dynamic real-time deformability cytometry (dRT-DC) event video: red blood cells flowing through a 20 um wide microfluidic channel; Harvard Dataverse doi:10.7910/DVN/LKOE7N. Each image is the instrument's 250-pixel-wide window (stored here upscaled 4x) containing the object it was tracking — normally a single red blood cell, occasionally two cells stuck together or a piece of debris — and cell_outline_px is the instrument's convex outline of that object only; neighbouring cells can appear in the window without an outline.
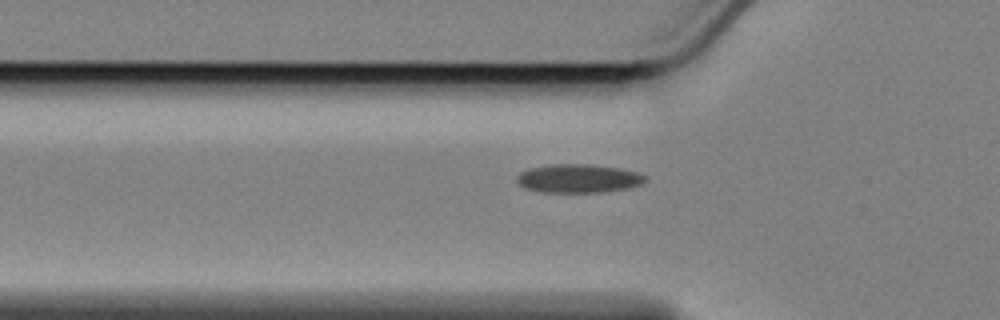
{"species": "Egyptian fruit bat (a non-hibernating species)", "species_latin": "Rousettus aegyptiacus", "temperature_condition": "cold", "stored_images_in_passage": 35, "camera_frame_rate_fps": 3000, "um_per_image_px": 0.085, "animal": {"sex": "female"}, "frame": {"image": 1, "passage_image": 3, "time_ms": 0.667, "image_size_px": [1000, 320], "cell_outline_px": [[648, 180], [640, 184], [628, 188], [600, 192], [540, 192], [524, 188], [516, 180], [516, 176], [520, 172], [528, 168], [552, 164], [592, 164], [620, 168], [636, 172], [644, 176]], "centroid_in_image_um": [49.13, 15.16], "position_along_channel_um": 76.7, "area_um2": 21.44}}
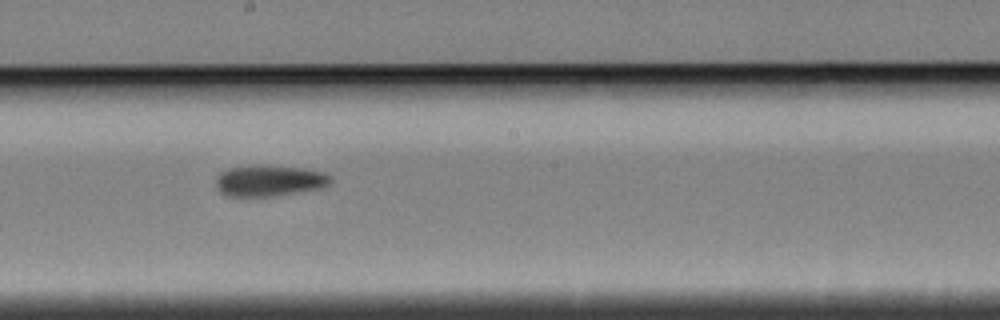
{"frame": {"image": 2, "passage_image": 16, "time_ms": 5.0, "image_size_px": [1000, 320], "cell_outline_px": [[332, 180], [324, 188], [272, 196], [228, 196], [220, 192], [216, 184], [216, 180], [220, 172], [228, 168], [252, 164], [268, 164], [304, 168], [324, 172], [332, 176]], "centroid_in_image_um": [22.91, 15.33], "position_along_channel_um": 225.3, "area_um2": 21.27}}
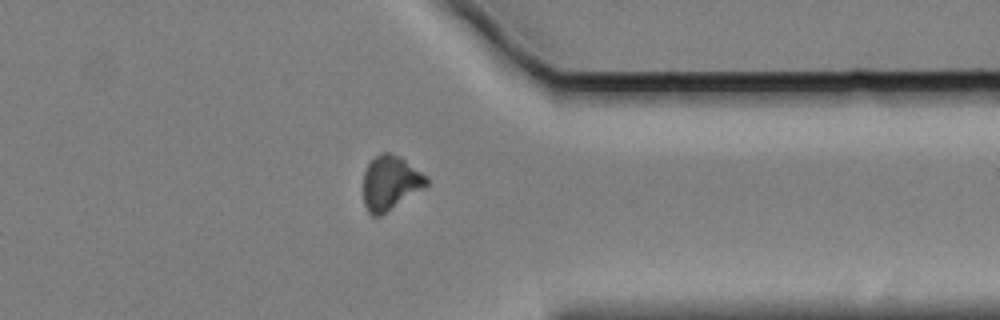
{"frame": {"image": 3, "passage_image": 30, "time_ms": 9.667, "image_size_px": [1000, 320], "cell_outline_px": [[428, 184], [380, 216], [372, 216], [368, 212], [364, 204], [364, 172], [368, 164], [380, 152], [388, 152], [400, 156], [428, 176]], "centroid_in_image_um": [33.17, 15.52], "position_along_channel_um": 378.2, "area_um2": 19.77}}